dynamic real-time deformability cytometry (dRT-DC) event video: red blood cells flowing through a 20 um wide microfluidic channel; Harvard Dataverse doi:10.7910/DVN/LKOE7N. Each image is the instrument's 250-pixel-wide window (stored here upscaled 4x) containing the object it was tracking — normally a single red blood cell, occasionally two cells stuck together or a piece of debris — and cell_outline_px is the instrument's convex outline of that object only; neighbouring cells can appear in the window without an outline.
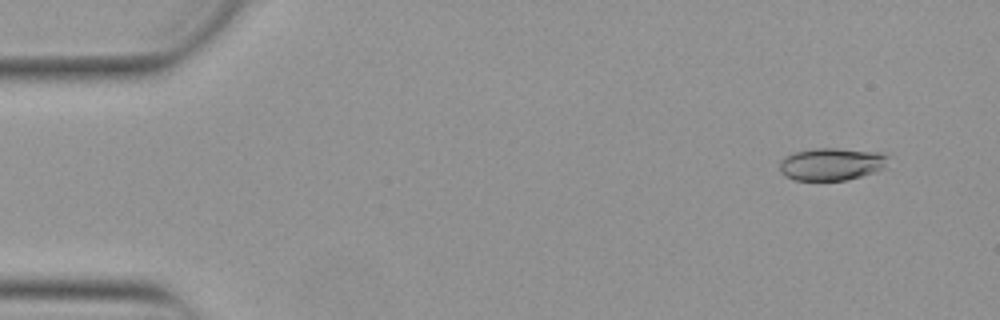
{"species": "Egyptian fruit bat (a non-hibernating species)", "species_latin": "Rousettus aegyptiacus", "temperature_condition": "warm", "stored_images_in_passage": 52, "camera_frame_rate_fps": 3000, "um_per_image_px": 0.085, "animal": {"sex": "female"}, "frame": {"image": 1, "passage_image": 4, "time_ms": 1.0, "image_size_px": [1000, 320], "cell_outline_px": [[888, 156], [884, 164], [876, 172], [848, 180], [796, 180], [784, 176], [780, 172], [780, 160], [784, 156], [792, 152], [816, 148], [836, 148], [880, 152]], "centroid_in_image_um": [70.62, 13.94], "position_along_channel_um": 14.4, "area_um2": 20.58}}
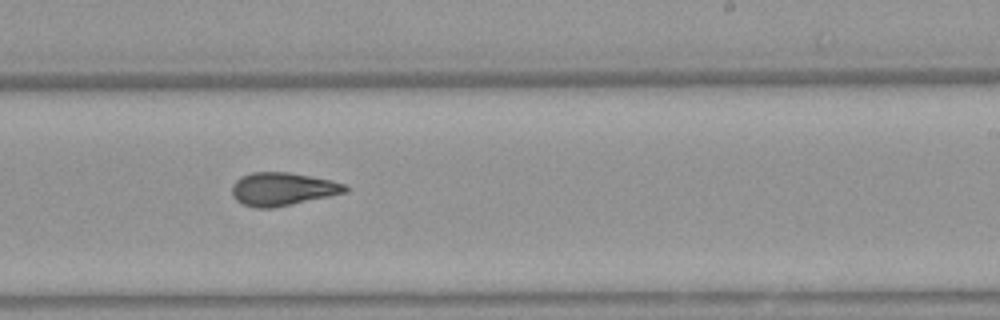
{"frame": {"image": 2, "passage_image": 32, "time_ms": 10.333, "image_size_px": [1000, 320], "cell_outline_px": [[348, 192], [292, 204], [272, 208], [256, 208], [244, 204], [236, 200], [232, 196], [232, 184], [240, 176], [252, 172], [288, 172], [328, 180], [344, 184], [348, 188]], "centroid_in_image_um": [23.97, 16.07], "position_along_channel_um": 265.0, "area_um2": 21.68}}
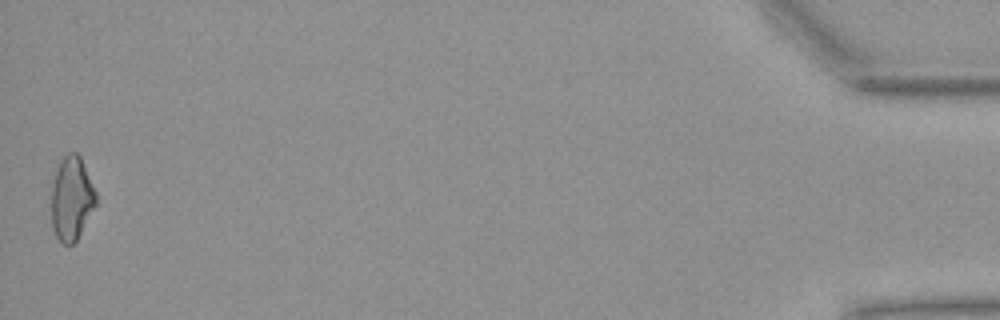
{"frame": {"image": 3, "passage_image": 52, "time_ms": 17.0, "image_size_px": [1000, 320], "cell_outline_px": [[96, 204], [76, 240], [72, 244], [64, 244], [56, 236], [52, 228], [52, 184], [56, 168], [60, 160], [68, 152], [76, 152], [80, 156], [96, 192]], "centroid_in_image_um": [6.07, 16.84], "position_along_channel_um": 429.1, "area_um2": 21.56}, "authors_computed_cell_mechanics": {"area_um2": 21.2993, "velocity_mm_per_s": 3.9036, "shape_relaxation_time_tau1_ms": 7.5531, "shape_relaxation_time_tau2_ms": 2.6777, "deformation_change_tau1": 0.1899, "deformation_change_tau2": 0.0882}}